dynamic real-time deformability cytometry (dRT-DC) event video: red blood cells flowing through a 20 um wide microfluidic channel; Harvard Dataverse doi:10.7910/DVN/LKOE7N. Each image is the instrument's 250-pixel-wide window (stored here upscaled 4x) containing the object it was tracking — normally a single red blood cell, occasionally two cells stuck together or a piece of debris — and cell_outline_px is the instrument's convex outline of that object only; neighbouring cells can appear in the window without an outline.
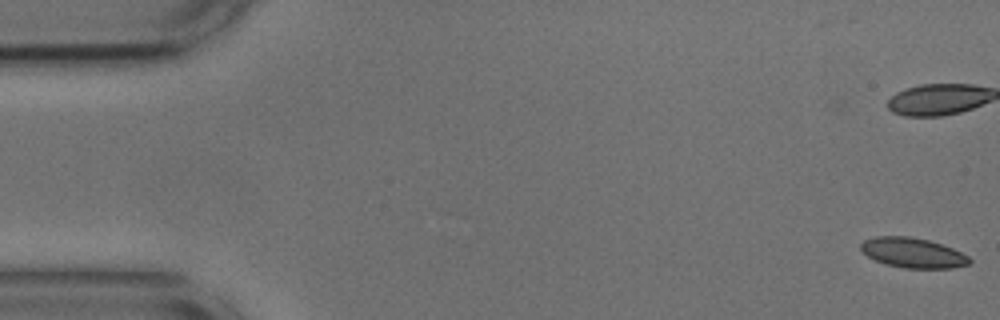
{"species": "common noctule bat (a hibernating species)", "species_latin": "Nyctalus noctula", "temperature_condition": "cold", "stored_images_in_passage": 5, "camera_frame_rate_fps": 3000, "um_per_image_px": 0.085, "animal": {"sex": "male", "body_mass_g": 17.9, "forearm_length_mm": 54.2}, "frame": {"image": 1, "passage_image": 1, "time_ms": 0.0, "image_size_px": [1000, 320], "cell_outline_px": [[972, 260], [968, 264], [952, 268], [904, 268], [888, 264], [876, 260], [868, 256], [860, 248], [860, 244], [864, 240], [876, 236], [908, 236], [928, 240], [952, 248], [968, 256]], "centroid_in_image_um": [77.59, 21.48], "position_along_channel_um": 7.4, "area_um2": 18.73}}